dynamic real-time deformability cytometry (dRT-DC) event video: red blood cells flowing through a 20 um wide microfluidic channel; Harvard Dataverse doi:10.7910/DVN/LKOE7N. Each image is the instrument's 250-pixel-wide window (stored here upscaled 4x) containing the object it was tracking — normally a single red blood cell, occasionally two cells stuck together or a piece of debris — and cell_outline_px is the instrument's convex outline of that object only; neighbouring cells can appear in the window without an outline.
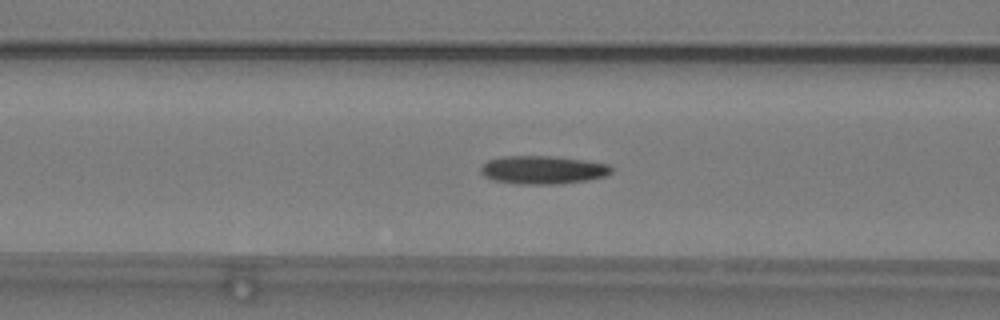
{"species": "common noctule bat (a hibernating species)", "species_latin": "Nyctalus noctula", "temperature_condition": "warm", "stored_images_in_passage": 42, "segment_of_instrument_passage": [1, 2], "camera_frame_rate_fps": 3000, "um_per_image_px": 0.085, "animal": {"sex": "male", "body_mass_g": 19.2, "forearm_length_mm": 51.8}, "frame": {"image": 1, "passage_image": 8, "time_ms": 2.333, "image_size_px": [1000, 320], "cell_outline_px": [[612, 172], [604, 176], [588, 180], [560, 184], [516, 184], [492, 180], [484, 176], [480, 172], [480, 168], [488, 160], [504, 156], [556, 156], [584, 160], [608, 164], [612, 168]], "centroid_in_image_um": [46.13, 14.44], "position_along_channel_um": 120.5, "area_um2": 21.62}}
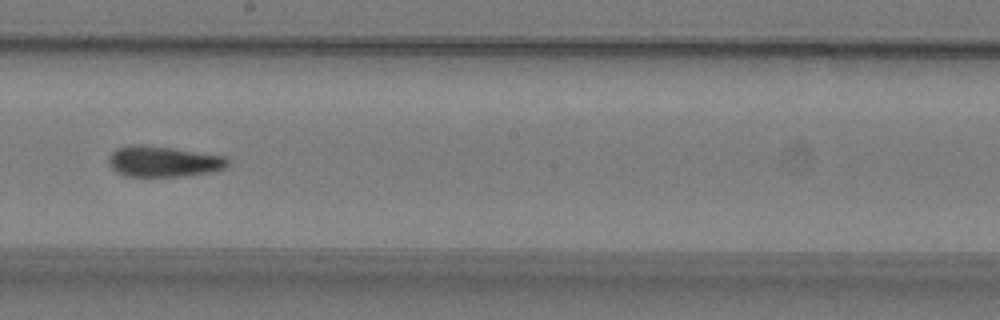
{"frame": {"image": 2, "passage_image": 17, "time_ms": 5.333, "image_size_px": [1000, 320], "cell_outline_px": [[228, 164], [224, 168], [208, 172], [184, 176], [124, 176], [116, 172], [108, 164], [108, 156], [116, 148], [132, 144], [140, 144], [224, 156], [228, 160]], "centroid_in_image_um": [13.8, 13.73], "position_along_channel_um": 234.4, "area_um2": 21.1}}
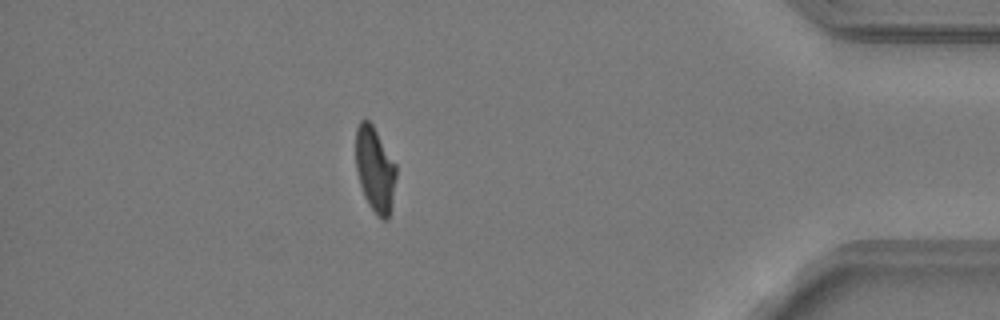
{"frame": {"image": 3, "passage_image": 34, "time_ms": 11.0, "image_size_px": [1000, 320], "cell_outline_px": [[396, 176], [392, 208], [388, 220], [384, 220], [368, 204], [364, 196], [356, 172], [356, 128], [360, 120], [364, 116], [372, 124], [396, 164]], "centroid_in_image_um": [31.87, 14.38], "position_along_channel_um": 403.3, "area_um2": 20.11}}